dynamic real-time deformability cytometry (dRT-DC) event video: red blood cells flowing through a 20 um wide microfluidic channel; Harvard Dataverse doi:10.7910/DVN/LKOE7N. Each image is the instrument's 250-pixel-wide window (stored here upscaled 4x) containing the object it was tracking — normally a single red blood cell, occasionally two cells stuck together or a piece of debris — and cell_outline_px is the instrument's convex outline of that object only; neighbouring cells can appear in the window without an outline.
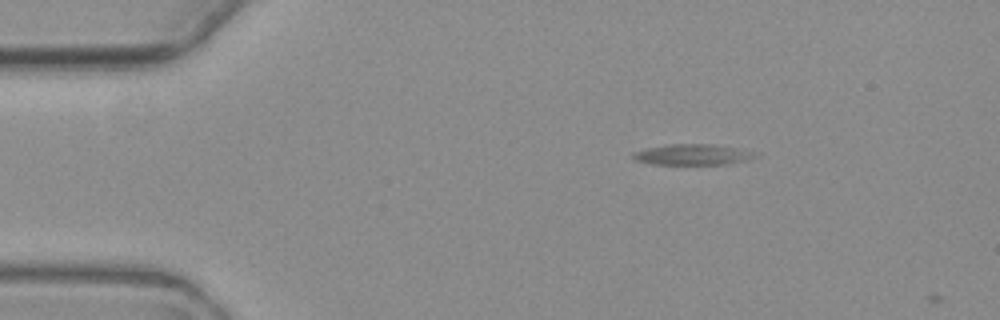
{"species": "common noctule bat (a hibernating species)", "species_latin": "Nyctalus noctula", "temperature_condition": "warm", "stored_images_in_passage": 3, "camera_frame_rate_fps": 3000, "um_per_image_px": 0.085, "animal": {"sex": "female", "body_mass_g": 19.3, "forearm_length_mm": 54.1}, "frame": {"image": 1, "passage_image": 2, "time_ms": 2.667, "image_size_px": [1000, 320], "cell_outline_px": [[756, 156], [748, 160], [728, 164], [652, 164], [636, 160], [632, 156], [632, 152], [648, 148], [668, 144], [712, 144], [752, 152]], "centroid_in_image_um": [58.81, 13.14], "position_along_channel_um": 26.2, "area_um2": 14.45}}